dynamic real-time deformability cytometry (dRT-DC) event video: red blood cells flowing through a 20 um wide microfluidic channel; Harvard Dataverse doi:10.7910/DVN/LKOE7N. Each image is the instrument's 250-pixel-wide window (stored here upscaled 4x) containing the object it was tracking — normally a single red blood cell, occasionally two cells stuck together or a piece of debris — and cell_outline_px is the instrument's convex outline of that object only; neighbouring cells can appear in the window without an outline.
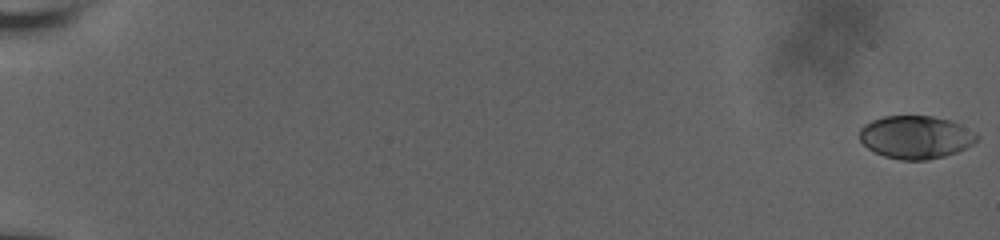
{"species": "human", "species_latin": "Homo sapiens", "temperature_condition": "room temperature", "stored_images_in_passage": 52, "camera_frame_rate_fps": 3000, "um_per_image_px": 0.085, "donor": {"sex": "male"}, "frame": {"image": 1, "passage_image": 1, "time_ms": 0.0, "image_size_px": [1000, 240], "cell_outline_px": [[980, 136], [972, 144], [956, 152], [944, 156], [924, 160], [900, 160], [884, 156], [868, 148], [860, 140], [860, 128], [864, 124], [872, 120], [884, 116], [932, 116], [948, 120], [960, 124]], "centroid_in_image_um": [77.82, 11.65], "position_along_channel_um": 7.2, "area_um2": 29.13}}
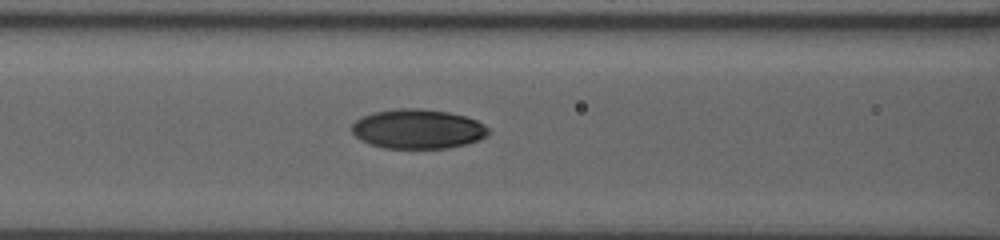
{"frame": {"image": 2, "passage_image": 37, "time_ms": 9.333, "image_size_px": [1000, 240], "cell_outline_px": [[488, 132], [484, 136], [468, 144], [448, 148], [384, 148], [368, 144], [360, 140], [352, 132], [352, 124], [356, 120], [364, 116], [376, 112], [400, 108], [420, 108], [448, 112], [464, 116], [476, 120], [484, 124], [488, 128]], "centroid_in_image_um": [35.49, 10.97], "position_along_channel_um": 131.1, "area_um2": 31.27}}
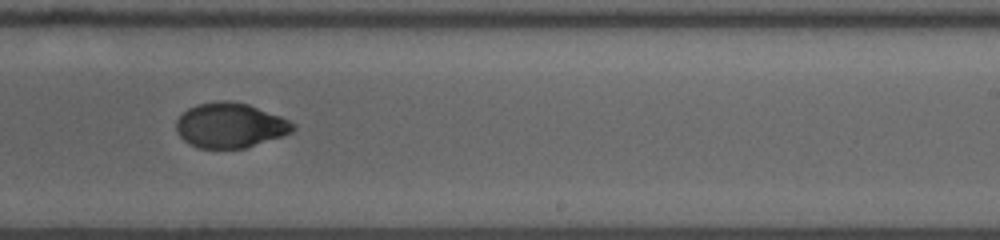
{"frame": {"image": 3, "passage_image": 51, "time_ms": 13.0, "image_size_px": [1000, 240], "cell_outline_px": [[296, 128], [292, 132], [284, 136], [244, 148], [196, 148], [188, 144], [176, 132], [176, 120], [188, 108], [196, 104], [220, 100], [228, 100], [248, 104], [280, 116], [296, 124]], "centroid_in_image_um": [19.56, 10.66], "position_along_channel_um": 269.4, "area_um2": 30.75}}